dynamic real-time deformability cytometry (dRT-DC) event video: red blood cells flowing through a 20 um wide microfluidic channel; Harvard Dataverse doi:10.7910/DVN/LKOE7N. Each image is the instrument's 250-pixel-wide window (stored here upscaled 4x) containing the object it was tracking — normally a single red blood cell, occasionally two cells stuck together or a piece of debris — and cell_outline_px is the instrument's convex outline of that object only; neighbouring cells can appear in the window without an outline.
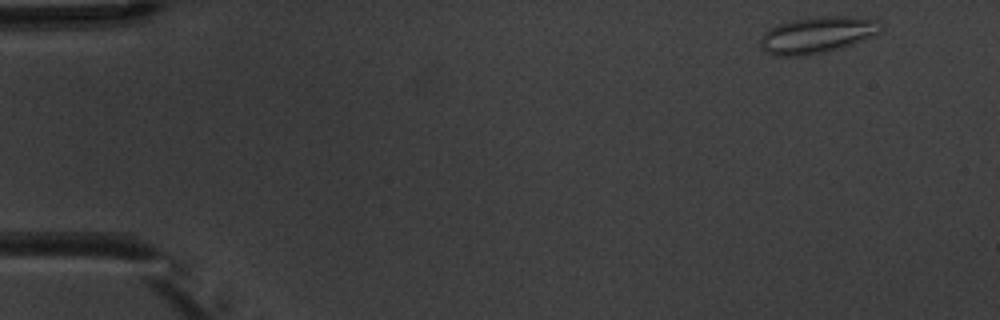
{"species": "common noctule bat (a hibernating species)", "species_latin": "Nyctalus noctula", "temperature_condition": "warm", "stored_images_in_passage": 4, "camera_frame_rate_fps": 3000, "um_per_image_px": 0.085, "animal": {"sex": "male", "body_mass_g": 20.1, "forearm_length_mm": 53.5}, "frame": {"image": 1, "passage_image": 1, "time_ms": 0.0, "image_size_px": [1000, 320], "cell_outline_px": [[884, 28], [880, 32], [872, 36], [840, 48], [824, 52], [804, 56], [772, 56], [764, 52], [760, 48], [760, 40], [764, 32], [776, 24], [792, 20], [816, 16], [852, 16], [876, 20], [884, 24]], "centroid_in_image_um": [69.43, 2.97], "position_along_channel_um": 15.6, "area_um2": 25.95}}
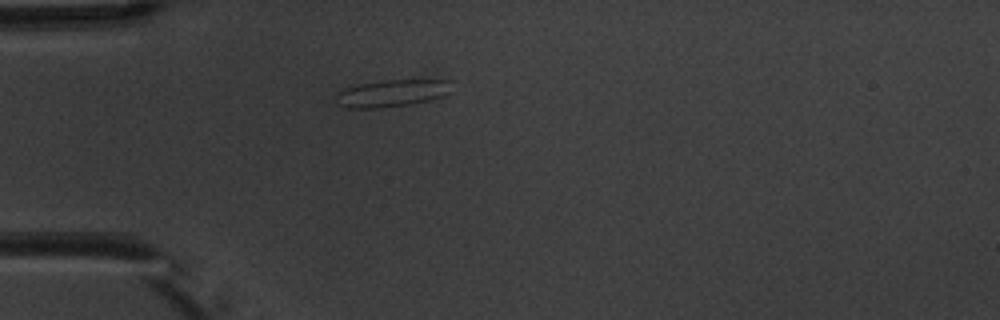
{"frame": {"image": 2, "passage_image": 4, "time_ms": 3.667, "image_size_px": [1000, 320], "cell_outline_px": [[448, 92], [444, 96], [412, 104], [380, 108], [348, 108], [336, 104], [332, 96], [336, 92], [344, 88], [360, 84], [384, 80], [448, 80]], "centroid_in_image_um": [33.17, 7.94], "position_along_channel_um": 51.8, "area_um2": 18.32}}